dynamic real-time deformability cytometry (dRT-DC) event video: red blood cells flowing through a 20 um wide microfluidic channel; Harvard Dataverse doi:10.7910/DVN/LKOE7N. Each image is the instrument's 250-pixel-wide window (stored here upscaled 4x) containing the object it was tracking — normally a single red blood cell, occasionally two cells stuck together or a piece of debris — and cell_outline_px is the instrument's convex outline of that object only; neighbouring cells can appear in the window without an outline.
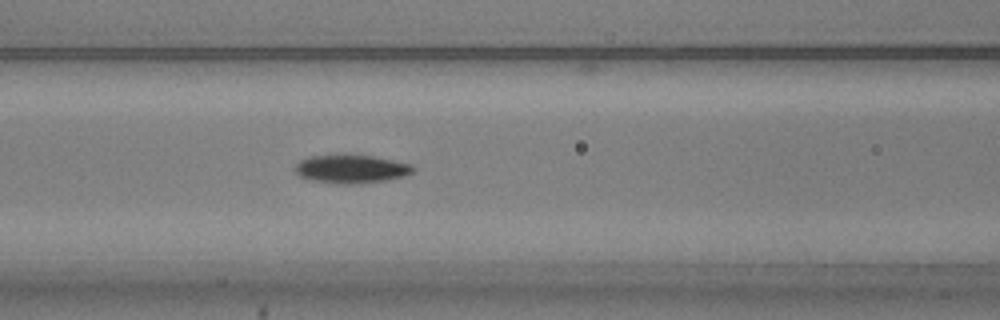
{"species": "common noctule bat (a hibernating species)", "species_latin": "Nyctalus noctula", "temperature_condition": "warm", "stored_images_in_passage": 55, "camera_frame_rate_fps": 3000, "um_per_image_px": 0.085, "animal": {"sex": "male", "body_mass_g": 20.5, "forearm_length_mm": 52.5}, "frame": {"image": 1, "passage_image": 23, "time_ms": 7.333, "image_size_px": [1000, 320], "cell_outline_px": [[416, 168], [412, 172], [404, 176], [388, 180], [360, 184], [340, 184], [312, 180], [300, 176], [296, 172], [296, 164], [300, 160], [308, 156], [344, 152], [372, 156], [412, 164]], "centroid_in_image_um": [29.85, 14.33], "position_along_channel_um": 136.8, "area_um2": 20.17}}
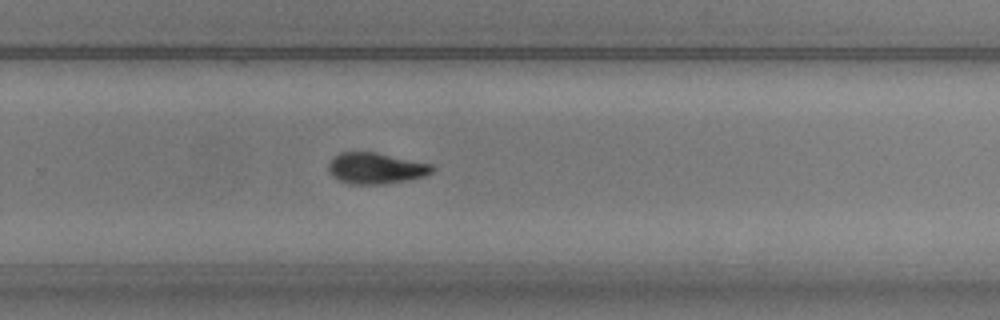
{"frame": {"image": 2, "passage_image": 36, "time_ms": 11.667, "image_size_px": [1000, 320], "cell_outline_px": [[436, 168], [432, 172], [424, 176], [384, 184], [352, 184], [340, 180], [332, 176], [328, 172], [328, 164], [332, 156], [340, 152], [376, 152], [432, 164]], "centroid_in_image_um": [31.92, 14.29], "position_along_channel_um": 297.9, "area_um2": 18.84}}
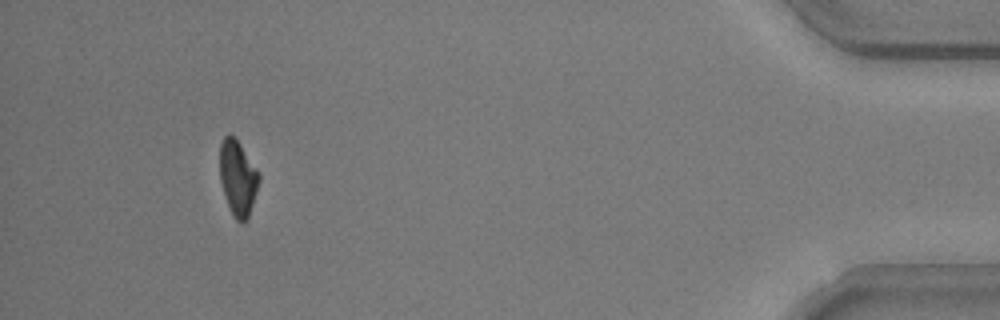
{"frame": {"image": 3, "passage_image": 51, "time_ms": 16.667, "image_size_px": [1000, 320], "cell_outline_px": [[260, 180], [248, 220], [244, 224], [236, 220], [232, 216], [228, 208], [220, 180], [220, 144], [224, 136], [232, 136], [240, 144], [260, 172]], "centroid_in_image_um": [20.23, 15.19], "position_along_channel_um": 415.0, "area_um2": 17.4}, "authors_computed_cell_mechanics": {"area_um2": 18.3226, "velocity_mm_per_s": 3.7302, "shape_relaxation_time_tau1_ms": 2.3395, "shape_relaxation_time_tau2_ms": 3.4453, "deformation_change_tau1": 0.1406, "deformation_change_tau2": 0.0892}}